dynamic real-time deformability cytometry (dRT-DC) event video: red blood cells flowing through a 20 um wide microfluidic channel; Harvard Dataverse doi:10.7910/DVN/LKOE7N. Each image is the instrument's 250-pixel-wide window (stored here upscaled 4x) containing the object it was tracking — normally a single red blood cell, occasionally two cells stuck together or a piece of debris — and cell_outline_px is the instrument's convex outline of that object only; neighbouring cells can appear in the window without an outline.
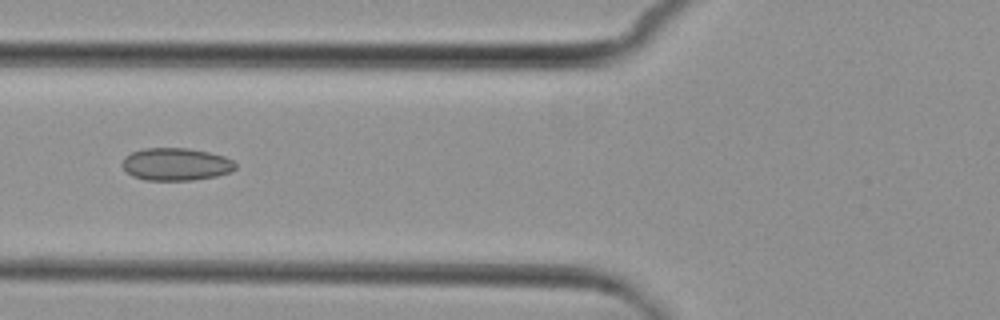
{"species": "common noctule bat (a hibernating species)", "species_latin": "Nyctalus noctula", "temperature_condition": "cold", "stored_images_in_passage": 2, "camera_frame_rate_fps": 3000, "um_per_image_px": 0.085, "animal": {"sex": "female", "body_mass_g": 29.2, "forearm_length_mm": 56.3}, "frame": {"image": 1, "passage_image": 2, "time_ms": 1.0, "image_size_px": [1000, 320], "cell_outline_px": [[236, 168], [232, 172], [216, 176], [192, 180], [144, 180], [132, 176], [120, 164], [124, 156], [132, 152], [144, 148], [188, 148], [208, 152], [224, 156], [232, 160], [236, 164]], "centroid_in_image_um": [14.95, 13.96], "position_along_channel_um": 110.9, "area_um2": 21.62}}